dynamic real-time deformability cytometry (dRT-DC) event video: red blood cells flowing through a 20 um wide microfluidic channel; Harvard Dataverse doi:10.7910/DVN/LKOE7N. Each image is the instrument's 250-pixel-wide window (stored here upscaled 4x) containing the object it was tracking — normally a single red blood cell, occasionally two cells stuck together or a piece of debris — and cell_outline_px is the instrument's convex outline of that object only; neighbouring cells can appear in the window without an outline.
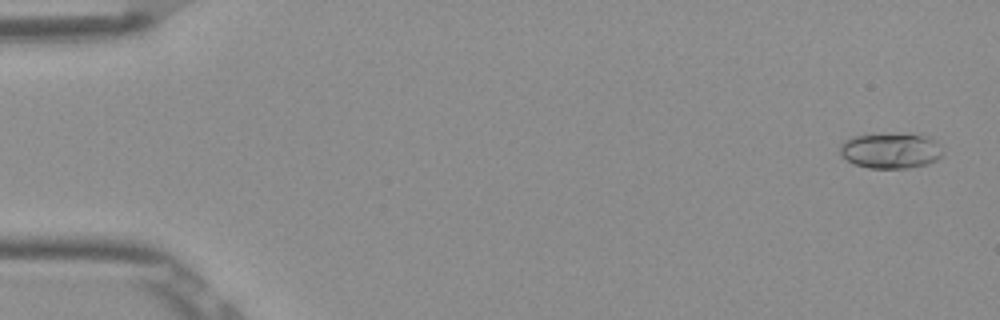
{"species": "Egyptian fruit bat (a non-hibernating species)", "species_latin": "Rousettus aegyptiacus", "temperature_condition": "room temperature", "stored_images_in_passage": 53, "camera_frame_rate_fps": 3000, "um_per_image_px": 0.085, "frame": {"image": 1, "passage_image": 2, "time_ms": 0.333, "image_size_px": [1000, 320], "cell_outline_px": [[944, 152], [936, 160], [928, 164], [908, 168], [868, 168], [852, 164], [840, 156], [840, 144], [844, 140], [852, 136], [872, 132], [920, 132], [932, 136], [940, 144]], "centroid_in_image_um": [75.72, 12.74], "position_along_channel_um": 9.3, "area_um2": 22.77}}
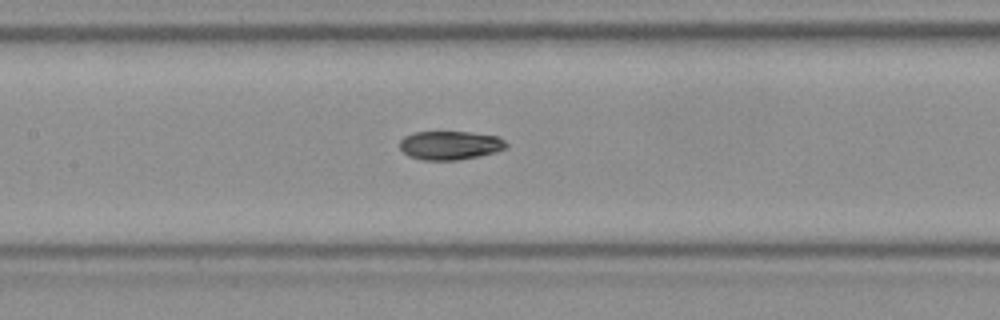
{"frame": {"image": 2, "passage_image": 25, "time_ms": 8.0, "image_size_px": [1000, 320], "cell_outline_px": [[508, 144], [504, 148], [496, 152], [480, 156], [456, 160], [420, 160], [408, 156], [400, 148], [400, 140], [404, 136], [416, 132], [468, 132], [496, 136], [504, 140]], "centroid_in_image_um": [38.23, 12.36], "position_along_channel_um": 169.2, "area_um2": 17.8}}
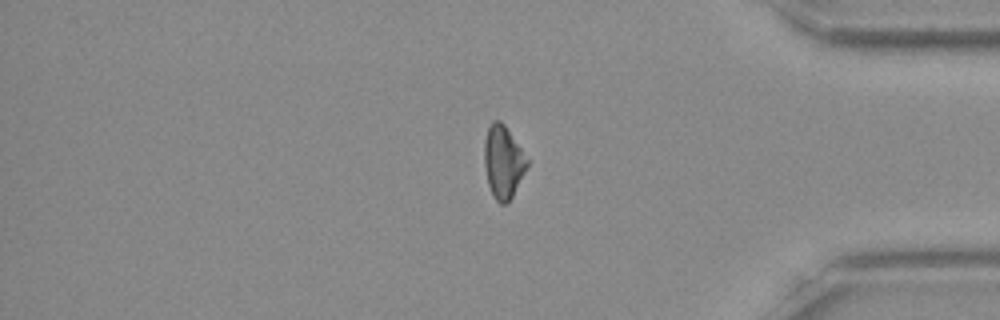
{"frame": {"image": 3, "passage_image": 44, "time_ms": 14.333, "image_size_px": [1000, 320], "cell_outline_px": [[528, 168], [512, 196], [504, 204], [500, 204], [492, 196], [488, 184], [484, 164], [484, 140], [488, 128], [492, 120], [500, 120], [504, 124], [528, 160]], "centroid_in_image_um": [42.75, 13.77], "position_along_channel_um": 392.4, "area_um2": 18.03}, "authors_computed_cell_mechanics": {"area_um2": 18.6694, "velocity_mm_per_s": 3.8904, "shape_relaxation_time_tau1_ms": 9.5405, "shape_relaxation_time_tau2_ms": 3.9652, "deformation_change_tau1": 0.2127, "deformation_change_tau2": 0.0878}}